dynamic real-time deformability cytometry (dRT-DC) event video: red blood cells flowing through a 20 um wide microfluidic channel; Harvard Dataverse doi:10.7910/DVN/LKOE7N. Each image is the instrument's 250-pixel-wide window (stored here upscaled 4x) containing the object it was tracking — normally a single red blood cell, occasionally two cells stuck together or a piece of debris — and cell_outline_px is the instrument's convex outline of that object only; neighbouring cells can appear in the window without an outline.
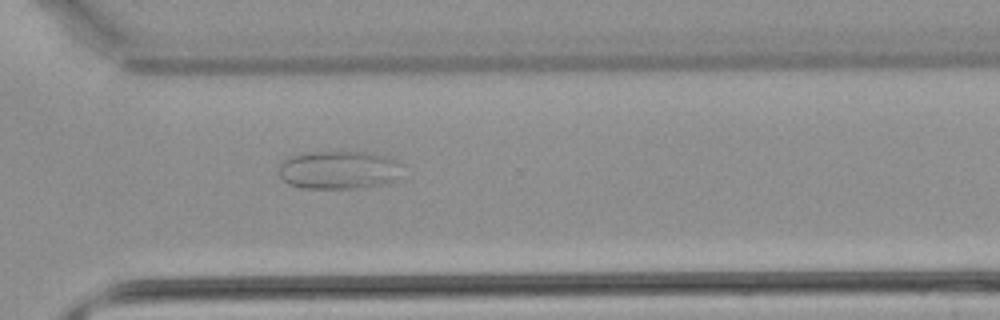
{"species": "common noctule bat (a hibernating species)", "species_latin": "Nyctalus noctula", "temperature_condition": "warm", "stored_images_in_passage": 36, "camera_frame_rate_fps": 3000, "um_per_image_px": 0.085, "animal": {"sex": "male", "body_mass_g": 21.5, "forearm_length_mm": 52.0}, "frame": {"image": 1, "passage_image": 26, "time_ms": 8.333, "image_size_px": [1000, 320], "cell_outline_px": [[404, 164], [396, 180], [384, 184], [352, 188], [300, 188], [288, 184], [280, 176], [280, 164], [284, 160], [292, 156], [312, 152], [372, 152], [392, 156], [400, 160]], "centroid_in_image_um": [28.89, 14.43], "position_along_channel_um": 341.7, "area_um2": 27.86}}
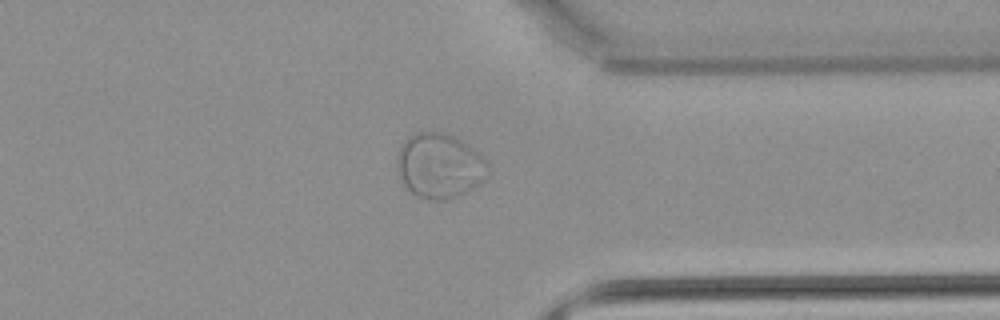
{"frame": {"image": 2, "passage_image": 28, "time_ms": 9.0, "image_size_px": [1000, 320], "cell_outline_px": [[488, 172], [472, 188], [444, 200], [436, 200], [412, 196], [404, 184], [396, 168], [396, 156], [404, 140], [408, 136], [416, 132], [440, 132], [452, 136], [468, 144], [488, 164]], "centroid_in_image_um": [37.27, 14.08], "position_along_channel_um": 374.1, "area_um2": 33.87}}